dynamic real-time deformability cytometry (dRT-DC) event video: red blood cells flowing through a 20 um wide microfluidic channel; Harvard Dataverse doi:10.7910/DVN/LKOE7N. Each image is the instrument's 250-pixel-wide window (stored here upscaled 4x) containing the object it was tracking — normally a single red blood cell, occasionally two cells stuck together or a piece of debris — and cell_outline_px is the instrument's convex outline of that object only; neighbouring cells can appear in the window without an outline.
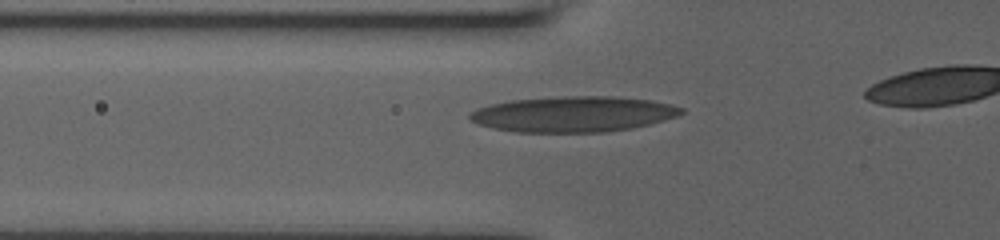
{"species": "human", "species_latin": "Homo sapiens", "temperature_condition": "room temperature", "stored_images_in_passage": 41, "camera_frame_rate_fps": 3000, "um_per_image_px": 0.085, "donor": {"sex": "male"}, "frame": {"image": 1, "passage_image": 2, "time_ms": 0.333, "image_size_px": [1000, 240], "cell_outline_px": [[684, 112], [680, 116], [632, 128], [604, 132], [516, 132], [492, 128], [468, 120], [468, 116], [476, 108], [492, 104], [512, 100], [560, 96], [616, 96], [652, 100], [672, 104], [684, 108]], "centroid_in_image_um": [48.76, 9.69], "position_along_channel_um": 77.0, "area_um2": 44.16}}
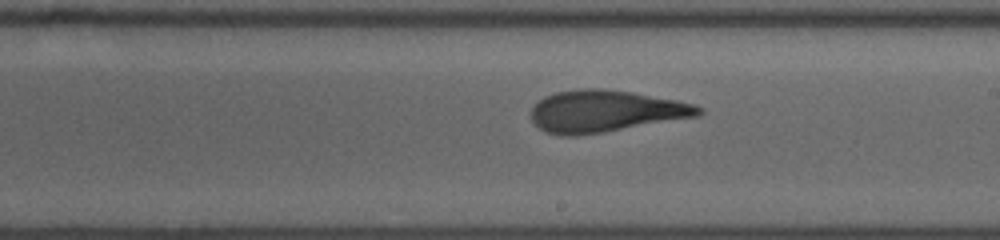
{"frame": {"image": 2, "passage_image": 19, "time_ms": 4.333, "image_size_px": [1000, 240], "cell_outline_px": [[704, 112], [700, 116], [604, 132], [576, 136], [560, 136], [544, 132], [532, 120], [532, 108], [544, 96], [556, 92], [580, 88], [604, 88], [632, 92], [676, 100], [696, 104], [704, 108]], "centroid_in_image_um": [51.49, 9.45], "position_along_channel_um": 237.5, "area_um2": 41.1}}
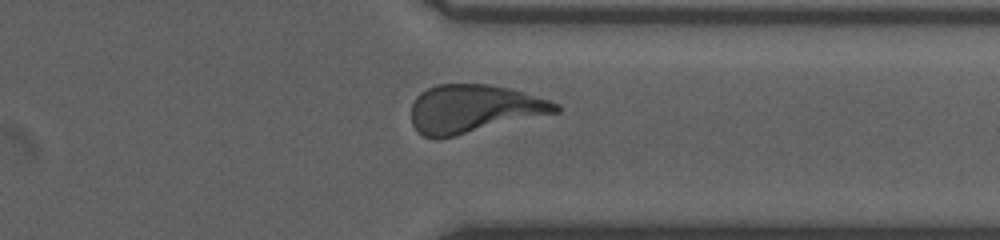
{"frame": {"image": 3, "passage_image": 34, "time_ms": 7.667, "image_size_px": [1000, 240], "cell_outline_px": [[560, 112], [456, 136], [436, 140], [424, 136], [412, 124], [412, 104], [416, 96], [420, 92], [436, 84], [488, 84], [508, 88], [524, 92], [560, 104]], "centroid_in_image_um": [40.27, 9.26], "position_along_channel_um": 371.1, "area_um2": 40.69}}